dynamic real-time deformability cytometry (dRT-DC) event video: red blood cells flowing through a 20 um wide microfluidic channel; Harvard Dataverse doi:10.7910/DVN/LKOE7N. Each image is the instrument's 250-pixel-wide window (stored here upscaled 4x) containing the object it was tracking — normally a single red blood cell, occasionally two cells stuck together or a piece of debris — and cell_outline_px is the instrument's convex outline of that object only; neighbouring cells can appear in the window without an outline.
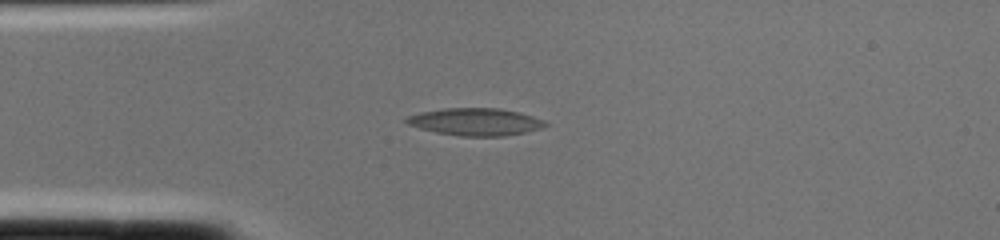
{"species": "common noctule bat (a hibernating species)", "species_latin": "Nyctalus noctula", "temperature_condition": "cold", "stored_images_in_passage": 1, "camera_frame_rate_fps": 3000, "um_per_image_px": 0.085, "animal": {"sex": "female", "body_mass_g": 22.0, "forearm_length_mm": 56.7}, "frame": {"image": 1, "passage_image": 1, "time_ms": 0.0, "image_size_px": [1000, 240], "cell_outline_px": [[548, 124], [544, 128], [504, 136], [460, 136], [436, 132], [420, 128], [408, 124], [404, 120], [408, 116], [420, 112], [444, 108], [496, 108], [520, 112], [544, 120]], "centroid_in_image_um": [40.43, 10.35], "position_along_channel_um": 44.6, "area_um2": 22.08}}